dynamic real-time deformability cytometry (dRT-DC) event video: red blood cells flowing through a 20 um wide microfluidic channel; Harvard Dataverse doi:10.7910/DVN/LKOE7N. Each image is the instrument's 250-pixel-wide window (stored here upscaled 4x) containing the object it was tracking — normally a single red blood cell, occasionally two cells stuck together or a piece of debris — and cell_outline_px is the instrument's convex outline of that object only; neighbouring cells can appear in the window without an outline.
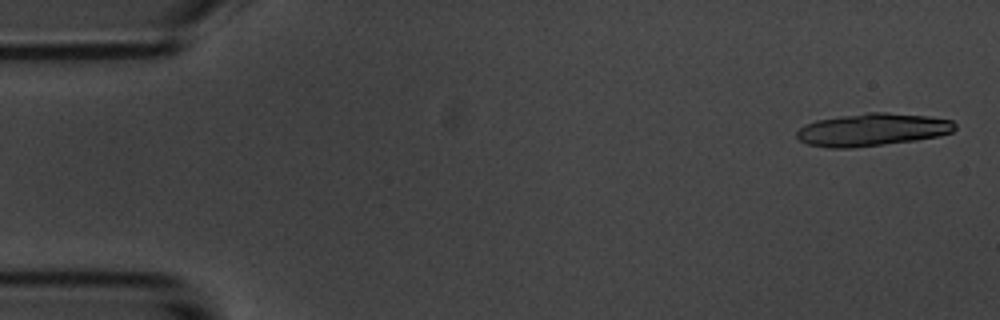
{"species": "common noctule bat (a hibernating species)", "species_latin": "Nyctalus noctula", "temperature_condition": "room temperature", "stored_images_in_passage": 5, "segment_of_instrument_passage": [1, 2], "camera_frame_rate_fps": 3000, "um_per_image_px": 0.085, "animal": {"sex": "male", "body_mass_g": 20.1, "forearm_length_mm": 53.5}, "frame": {"image": 1, "passage_image": 1, "time_ms": 0.0, "image_size_px": [1000, 320], "cell_outline_px": [[956, 128], [952, 132], [940, 136], [916, 140], [852, 148], [828, 148], [808, 144], [800, 140], [796, 136], [796, 132], [804, 124], [816, 120], [840, 116], [868, 112], [884, 112], [928, 116], [952, 120], [956, 124]], "centroid_in_image_um": [74.15, 11.02], "position_along_channel_um": 10.9, "area_um2": 30.17}}